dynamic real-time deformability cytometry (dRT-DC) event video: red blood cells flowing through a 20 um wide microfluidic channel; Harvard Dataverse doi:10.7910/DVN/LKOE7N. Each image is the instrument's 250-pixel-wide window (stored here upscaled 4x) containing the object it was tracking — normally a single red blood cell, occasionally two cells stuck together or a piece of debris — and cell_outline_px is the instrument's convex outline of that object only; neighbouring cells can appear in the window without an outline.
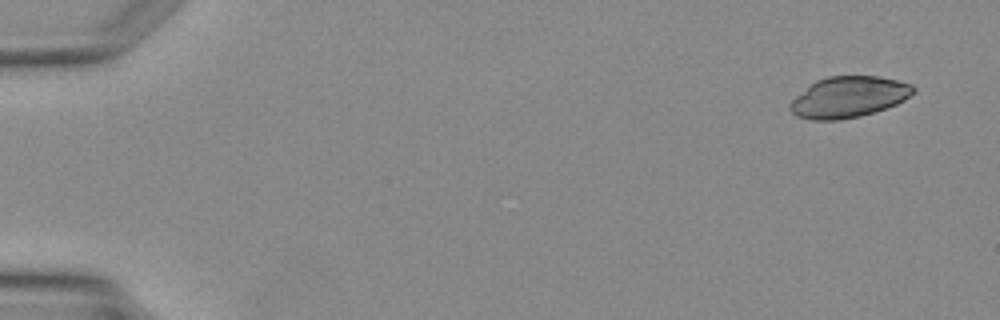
{"species": "Egyptian fruit bat (a non-hibernating species)", "species_latin": "Rousettus aegyptiacus", "temperature_condition": "warm", "stored_images_in_passage": 3, "camera_frame_rate_fps": 3000, "um_per_image_px": 0.085, "animal": {"sex": "female"}, "frame": {"image": 1, "passage_image": 1, "time_ms": 0.0, "image_size_px": [1000, 320], "cell_outline_px": [[916, 92], [904, 100], [896, 104], [860, 116], [840, 120], [812, 120], [796, 116], [788, 108], [788, 104], [796, 96], [816, 80], [828, 76], [880, 76], [912, 84], [916, 88]], "centroid_in_image_um": [72.13, 8.25], "position_along_channel_um": 12.9, "area_um2": 29.48}}